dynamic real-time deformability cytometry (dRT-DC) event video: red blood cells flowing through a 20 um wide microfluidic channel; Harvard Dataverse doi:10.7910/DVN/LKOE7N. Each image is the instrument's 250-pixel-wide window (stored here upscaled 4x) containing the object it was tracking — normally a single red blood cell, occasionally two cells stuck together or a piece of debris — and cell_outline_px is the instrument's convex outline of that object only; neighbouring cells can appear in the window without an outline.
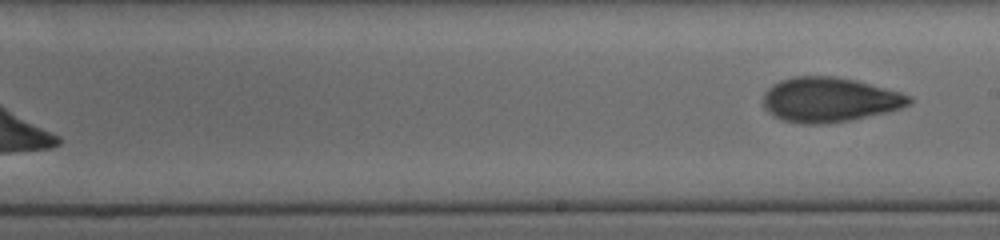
{"species": "human", "species_latin": "Homo sapiens", "temperature_condition": "cold", "stored_images_in_passage": 20, "segment_of_instrument_passage": [2, 2], "camera_frame_rate_fps": 3000, "um_per_image_px": 0.085, "donor": {"sex": "female"}, "frame": {"image": 1, "passage_image": 20, "time_ms": 7.0, "image_size_px": [1000, 240], "cell_outline_px": [[912, 100], [908, 104], [900, 108], [884, 112], [848, 120], [820, 124], [804, 124], [784, 120], [772, 116], [764, 108], [764, 92], [772, 84], [780, 80], [792, 76], [836, 76], [856, 80], [900, 92], [912, 96]], "centroid_in_image_um": [70.46, 8.46], "position_along_channel_um": 218.5, "area_um2": 37.8}}